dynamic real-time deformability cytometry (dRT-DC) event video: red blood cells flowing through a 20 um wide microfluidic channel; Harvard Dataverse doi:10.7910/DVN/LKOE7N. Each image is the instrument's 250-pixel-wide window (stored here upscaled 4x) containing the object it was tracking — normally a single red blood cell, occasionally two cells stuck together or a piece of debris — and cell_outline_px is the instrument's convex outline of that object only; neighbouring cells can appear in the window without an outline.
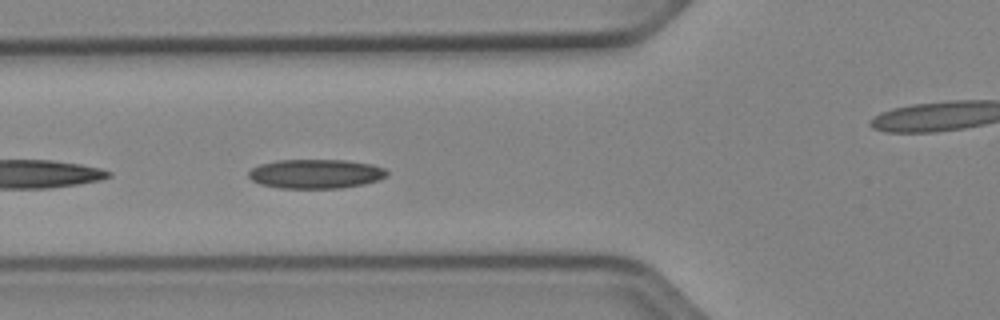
{"species": "Egyptian fruit bat (a non-hibernating species)", "species_latin": "Rousettus aegyptiacus", "temperature_condition": "cold", "stored_images_in_passage": 38, "camera_frame_rate_fps": 3000, "um_per_image_px": 0.085, "animal": {"sex": "female"}, "frame": {"image": 1, "passage_image": 4, "time_ms": 1.0, "image_size_px": [1000, 320], "cell_outline_px": [[388, 176], [364, 184], [340, 188], [280, 188], [260, 184], [252, 180], [248, 176], [248, 172], [252, 168], [260, 164], [276, 160], [344, 160], [372, 164], [384, 168], [388, 172]], "centroid_in_image_um": [26.83, 14.77], "position_along_channel_um": 99.0, "area_um2": 23.58}}
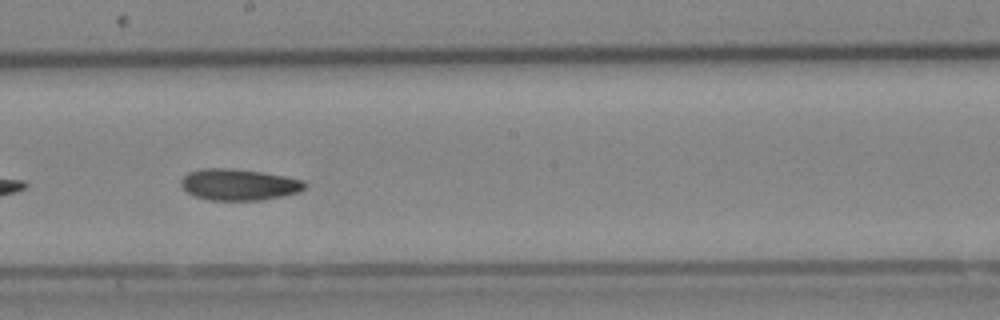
{"frame": {"image": 2, "passage_image": 14, "time_ms": 4.333, "image_size_px": [1000, 320], "cell_outline_px": [[308, 184], [300, 192], [260, 200], [208, 200], [196, 196], [188, 192], [180, 184], [180, 180], [188, 172], [200, 168], [228, 168], [260, 172], [284, 176], [304, 180]], "centroid_in_image_um": [20.3, 15.68], "position_along_channel_um": 227.9, "area_um2": 22.54}}
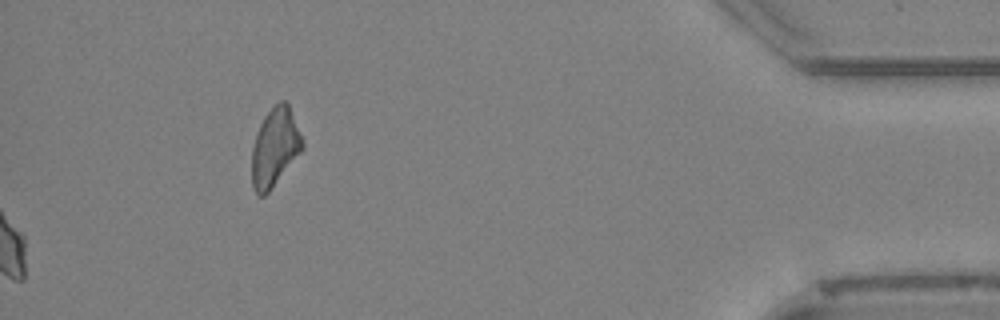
{"frame": {"image": 3, "passage_image": 38, "time_ms": 12.333, "image_size_px": [1000, 320], "cell_outline_px": [[304, 148], [268, 192], [264, 196], [256, 196], [252, 188], [252, 148], [256, 132], [264, 116], [280, 100], [284, 100], [288, 104], [304, 140]], "centroid_in_image_um": [23.35, 12.53], "position_along_channel_um": 411.8, "area_um2": 23.06}, "authors_computed_cell_mechanics": {"area_um2": 22.5131, "velocity_mm_per_s": 3.8765, "shape_relaxation_time_tau1_ms": 10.5385, "shape_relaxation_time_tau2_ms": null, "deformation_change_tau1": 0.166, "deformation_change_tau2": null}}